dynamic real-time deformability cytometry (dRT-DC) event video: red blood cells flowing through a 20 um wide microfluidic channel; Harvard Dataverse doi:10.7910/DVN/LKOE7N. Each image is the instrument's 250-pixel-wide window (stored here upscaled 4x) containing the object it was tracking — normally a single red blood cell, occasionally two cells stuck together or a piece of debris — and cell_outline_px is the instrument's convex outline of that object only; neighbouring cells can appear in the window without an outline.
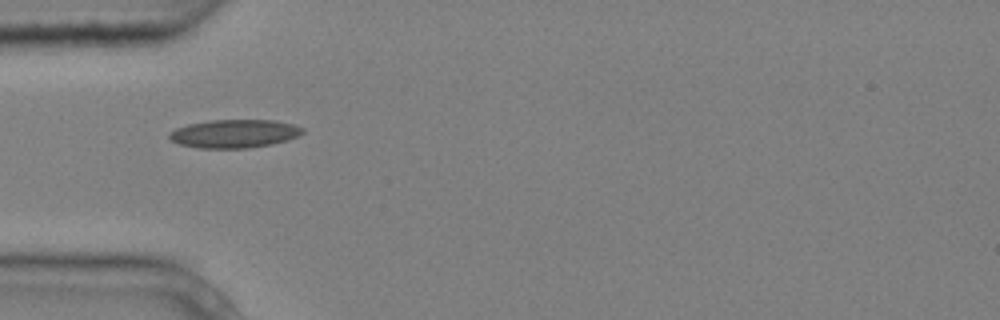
{"species": "common noctule bat (a hibernating species)", "species_latin": "Nyctalus noctula", "temperature_condition": "cold", "stored_images_in_passage": 4, "camera_frame_rate_fps": 3000, "um_per_image_px": 0.085, "animal": {"sex": "male", "body_mass_g": 20.4}, "frame": {"image": 1, "passage_image": 1, "time_ms": 0.0, "image_size_px": [1000, 320], "cell_outline_px": [[304, 132], [288, 140], [272, 144], [248, 148], [196, 148], [180, 144], [172, 140], [168, 136], [168, 132], [176, 128], [188, 124], [208, 120], [276, 120], [292, 124], [304, 128]], "centroid_in_image_um": [19.9, 11.36], "position_along_channel_um": 65.1, "area_um2": 22.08}}
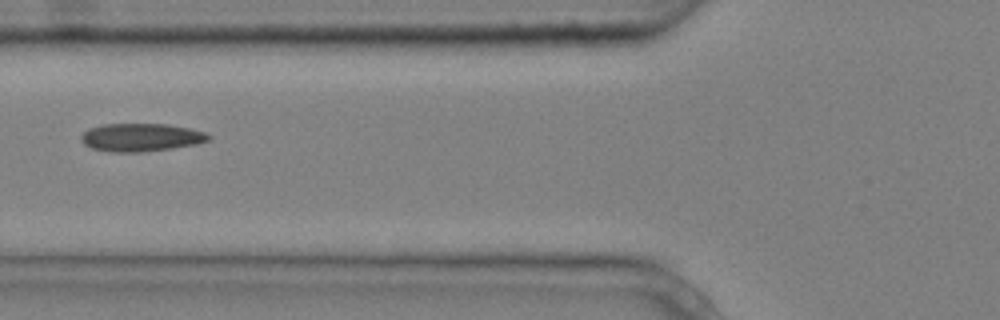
{"frame": {"image": 2, "passage_image": 2, "time_ms": 0.333, "image_size_px": [1000, 320], "cell_outline_px": [[212, 136], [208, 140], [196, 144], [172, 148], [140, 152], [108, 152], [92, 148], [84, 144], [80, 140], [80, 136], [88, 128], [104, 124], [168, 124], [208, 132]], "centroid_in_image_um": [11.98, 11.67], "position_along_channel_um": 113.8, "area_um2": 20.92}}